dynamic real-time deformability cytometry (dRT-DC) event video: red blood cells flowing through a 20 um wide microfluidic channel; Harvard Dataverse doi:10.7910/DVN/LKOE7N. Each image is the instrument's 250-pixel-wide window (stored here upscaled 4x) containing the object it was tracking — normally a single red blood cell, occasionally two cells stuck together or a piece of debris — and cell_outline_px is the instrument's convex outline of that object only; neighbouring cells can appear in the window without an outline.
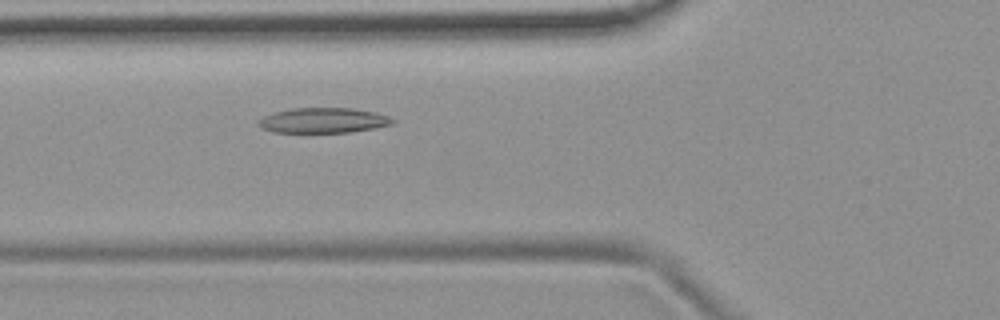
{"species": "common noctule bat (a hibernating species)", "species_latin": "Nyctalus noctula", "temperature_condition": "room temperature", "stored_images_in_passage": 49, "camera_frame_rate_fps": 3000, "um_per_image_px": 0.085, "animal": {"sex": "female", "body_mass_g": 19.9}, "frame": {"image": 1, "passage_image": 15, "time_ms": 4.667, "image_size_px": [1000, 320], "cell_outline_px": [[396, 120], [392, 124], [376, 128], [348, 132], [272, 132], [260, 128], [256, 124], [256, 120], [272, 112], [292, 108], [352, 108], [376, 112], [388, 116]], "centroid_in_image_um": [27.43, 10.23], "position_along_channel_um": 98.4, "area_um2": 19.88}}
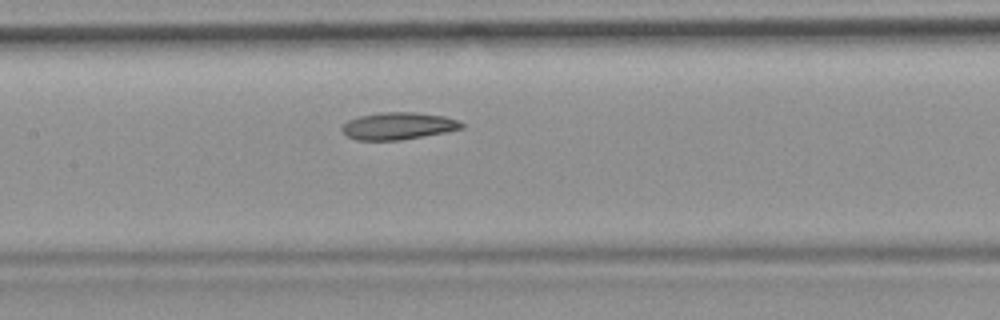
{"frame": {"image": 2, "passage_image": 21, "time_ms": 6.667, "image_size_px": [1000, 320], "cell_outline_px": [[464, 128], [444, 132], [400, 140], [356, 140], [348, 136], [340, 128], [348, 120], [360, 116], [380, 112], [416, 112], [444, 116], [460, 120], [464, 124]], "centroid_in_image_um": [33.87, 10.7], "position_along_channel_um": 173.5, "area_um2": 18.9}}
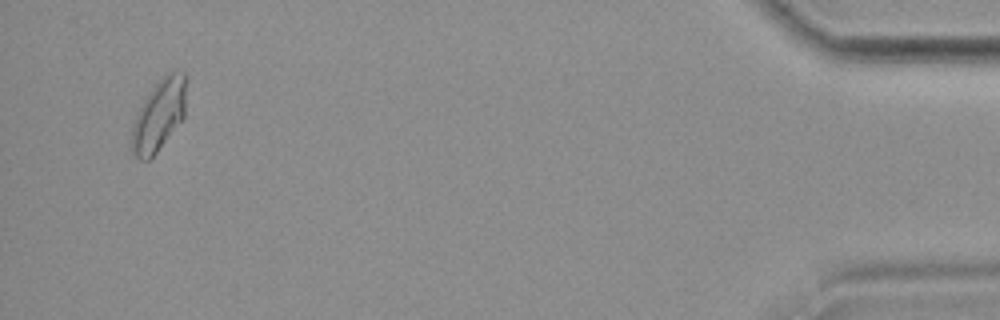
{"frame": {"image": 3, "passage_image": 47, "time_ms": 15.333, "image_size_px": [1000, 320], "cell_outline_px": [[184, 116], [156, 152], [148, 160], [140, 160], [132, 152], [128, 144], [132, 124], [144, 100], [152, 88], [168, 72], [184, 72]], "centroid_in_image_um": [13.43, 9.85], "position_along_channel_um": 421.8, "area_um2": 22.08}, "authors_computed_cell_mechanics": {"area_um2": 20.0566, "velocity_mm_per_s": 3.7522, "shape_relaxation_time_tau1_ms": null, "shape_relaxation_time_tau2_ms": 6.2001, "deformation_change_tau1": null, "deformation_change_tau2": 0.1145}}